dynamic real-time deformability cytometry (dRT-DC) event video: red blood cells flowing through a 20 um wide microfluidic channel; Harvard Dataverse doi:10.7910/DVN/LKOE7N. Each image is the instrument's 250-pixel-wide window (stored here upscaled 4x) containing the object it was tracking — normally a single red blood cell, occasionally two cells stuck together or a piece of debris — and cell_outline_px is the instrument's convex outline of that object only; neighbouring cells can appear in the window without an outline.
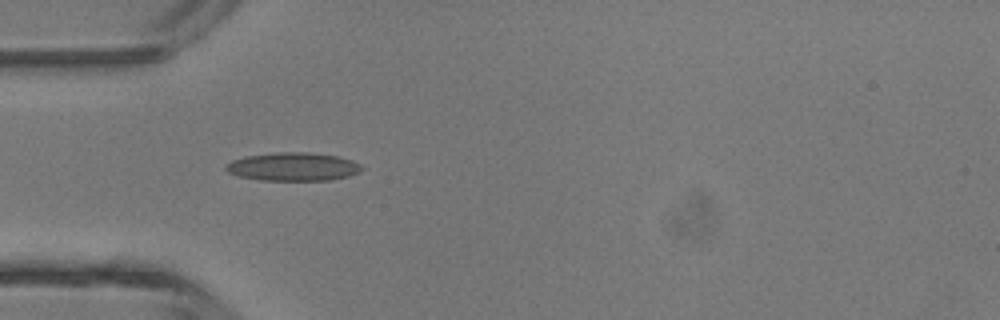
{"species": "common noctule bat (a hibernating species)", "species_latin": "Nyctalus noctula", "temperature_condition": "room temperature", "stored_images_in_passage": 5, "camera_frame_rate_fps": 3000, "um_per_image_px": 0.085, "animal": {"sex": "male", "body_mass_g": 13.3}, "frame": {"image": 1, "passage_image": 4, "time_ms": 4.333, "image_size_px": [1000, 320], "cell_outline_px": [[364, 168], [360, 172], [348, 176], [328, 180], [260, 180], [236, 176], [228, 172], [224, 168], [224, 164], [232, 160], [244, 156], [280, 152], [308, 152], [336, 156], [352, 160], [360, 164]], "centroid_in_image_um": [24.87, 14.17], "position_along_channel_um": 60.1, "area_um2": 22.54}}
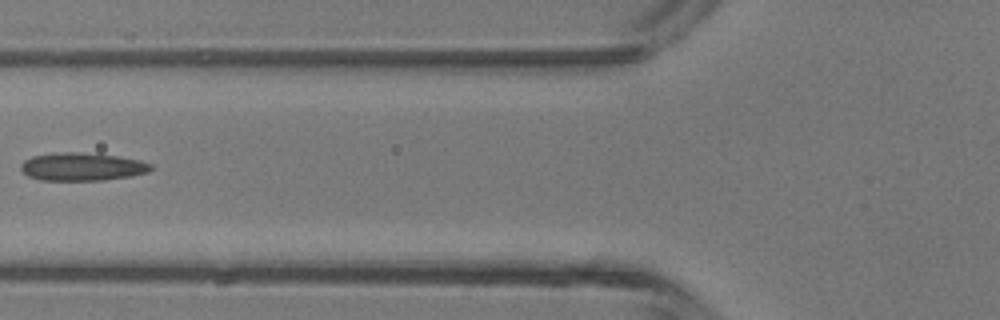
{"frame": {"image": 2, "passage_image": 5, "time_ms": 5.667, "image_size_px": [1000, 320], "cell_outline_px": [[152, 168], [148, 172], [132, 176], [104, 180], [40, 180], [28, 176], [20, 168], [20, 164], [24, 160], [32, 156], [64, 152], [76, 152], [116, 156], [140, 160], [152, 164]], "centroid_in_image_um": [6.98, 14.18], "position_along_channel_um": 118.8, "area_um2": 21.1}}